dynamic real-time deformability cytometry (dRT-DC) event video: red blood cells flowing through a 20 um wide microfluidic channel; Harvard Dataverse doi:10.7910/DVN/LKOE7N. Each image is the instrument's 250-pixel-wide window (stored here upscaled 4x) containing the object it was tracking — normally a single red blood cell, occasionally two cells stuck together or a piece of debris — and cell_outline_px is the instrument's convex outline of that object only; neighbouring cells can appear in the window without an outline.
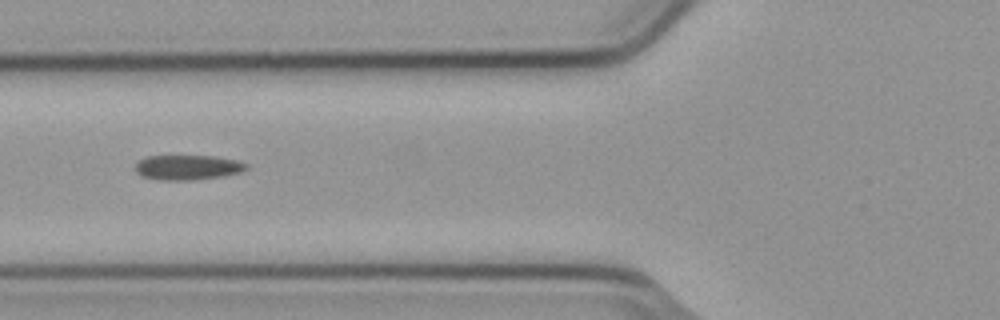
{"species": "common noctule bat (a hibernating species)", "species_latin": "Nyctalus noctula", "temperature_condition": "cold", "stored_images_in_passage": 6, "camera_frame_rate_fps": 3000, "um_per_image_px": 0.085, "animal": {"sex": "male", "body_mass_g": 23.1, "forearm_length_mm": 52.7}, "frame": {"image": 1, "passage_image": 3, "time_ms": 0.667, "image_size_px": [1000, 320], "cell_outline_px": [[248, 168], [240, 172], [224, 176], [192, 180], [160, 180], [144, 176], [136, 172], [136, 164], [140, 160], [148, 156], [212, 156], [236, 160], [248, 164]], "centroid_in_image_um": [15.98, 14.23], "position_along_channel_um": 109.8, "area_um2": 15.95}}
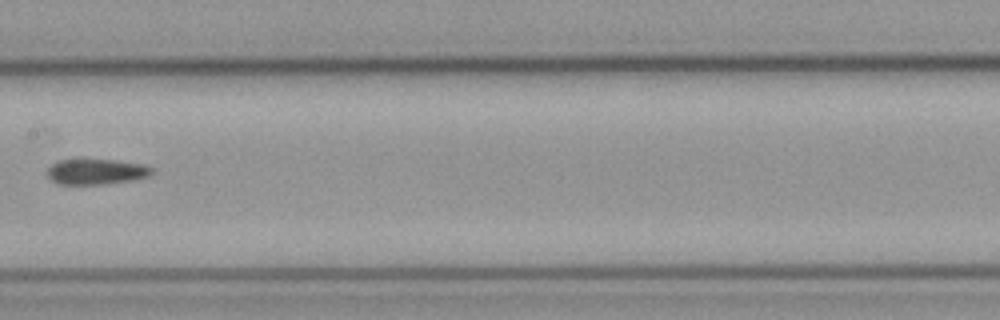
{"frame": {"image": 2, "passage_image": 5, "time_ms": 1.333, "image_size_px": [1000, 320], "cell_outline_px": [[156, 172], [148, 176], [132, 180], [104, 184], [60, 184], [52, 180], [44, 172], [52, 164], [60, 160], [112, 160], [140, 164], [152, 168]], "centroid_in_image_um": [8.16, 14.6], "position_along_channel_um": 199.2, "area_um2": 15.37}}
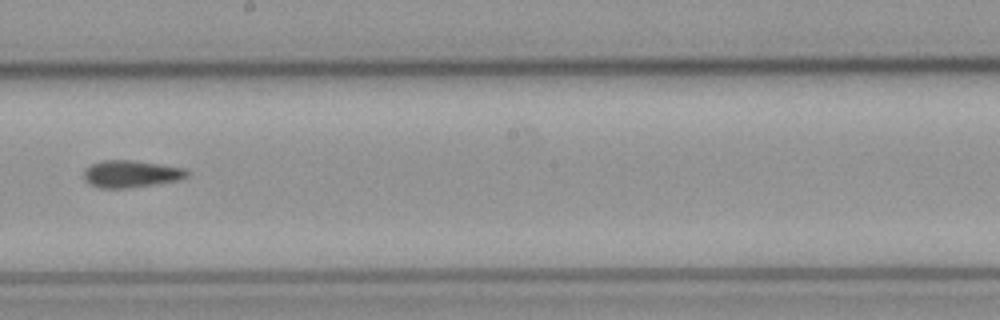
{"frame": {"image": 3, "passage_image": 6, "time_ms": 1.667, "image_size_px": [1000, 320], "cell_outline_px": [[188, 176], [176, 180], [128, 188], [100, 188], [88, 184], [84, 180], [84, 168], [92, 164], [104, 160], [132, 160], [184, 168], [188, 172]], "centroid_in_image_um": [11.06, 14.78], "position_along_channel_um": 237.1, "area_um2": 16.13}}